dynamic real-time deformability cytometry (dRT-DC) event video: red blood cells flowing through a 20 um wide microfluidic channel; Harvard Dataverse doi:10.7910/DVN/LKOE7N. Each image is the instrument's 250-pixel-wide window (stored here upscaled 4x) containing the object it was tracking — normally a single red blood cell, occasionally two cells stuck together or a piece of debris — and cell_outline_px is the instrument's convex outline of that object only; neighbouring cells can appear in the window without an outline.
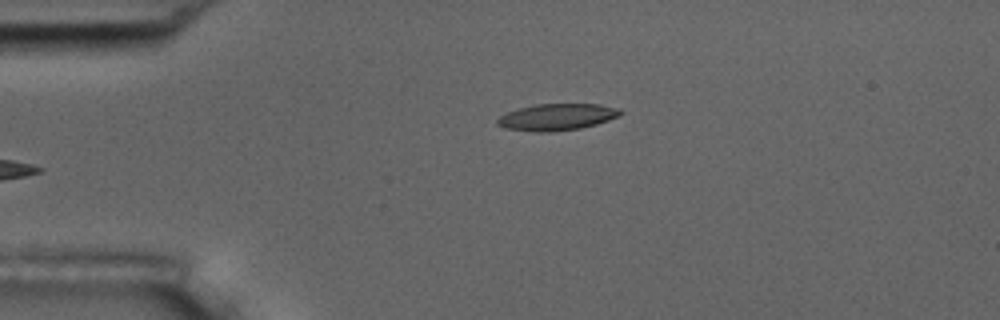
{"species": "common noctule bat (a hibernating species)", "species_latin": "Nyctalus noctula", "temperature_condition": "room temperature", "stored_images_in_passage": 4, "camera_frame_rate_fps": 3000, "um_per_image_px": 0.085, "animal": {"sex": "male", "body_mass_g": 17.5, "forearm_length_mm": 52.3}, "frame": {"image": 1, "passage_image": 4, "time_ms": 4.333, "image_size_px": [1000, 320], "cell_outline_px": [[624, 112], [620, 116], [596, 124], [580, 128], [548, 132], [536, 132], [504, 128], [496, 124], [496, 120], [500, 116], [508, 112], [520, 108], [536, 104], [600, 104], [620, 108]], "centroid_in_image_um": [47.36, 9.94], "position_along_channel_um": 37.6, "area_um2": 19.13}}